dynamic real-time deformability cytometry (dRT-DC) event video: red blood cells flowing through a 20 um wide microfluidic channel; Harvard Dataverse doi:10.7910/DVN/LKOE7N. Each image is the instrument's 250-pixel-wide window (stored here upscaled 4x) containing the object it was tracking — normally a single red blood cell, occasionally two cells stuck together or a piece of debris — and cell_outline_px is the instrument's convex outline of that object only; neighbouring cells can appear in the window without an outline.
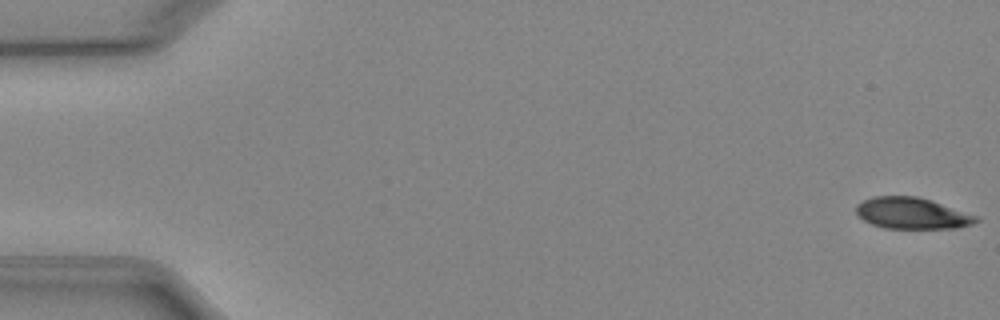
{"species": "Egyptian fruit bat (a non-hibernating species)", "species_latin": "Rousettus aegyptiacus", "temperature_condition": "cold", "stored_images_in_passage": 52, "camera_frame_rate_fps": 3000, "um_per_image_px": 0.085, "animal": {"sex": "female"}, "frame": {"image": 1, "passage_image": 1, "time_ms": 0.0, "image_size_px": [1000, 320], "cell_outline_px": [[968, 220], [964, 224], [924, 228], [904, 228], [880, 224], [864, 216], [860, 212], [860, 208], [864, 204], [872, 200], [892, 196], [904, 196], [924, 200]], "centroid_in_image_um": [77.26, 18.12], "position_along_channel_um": 7.7, "area_um2": 16.88}}
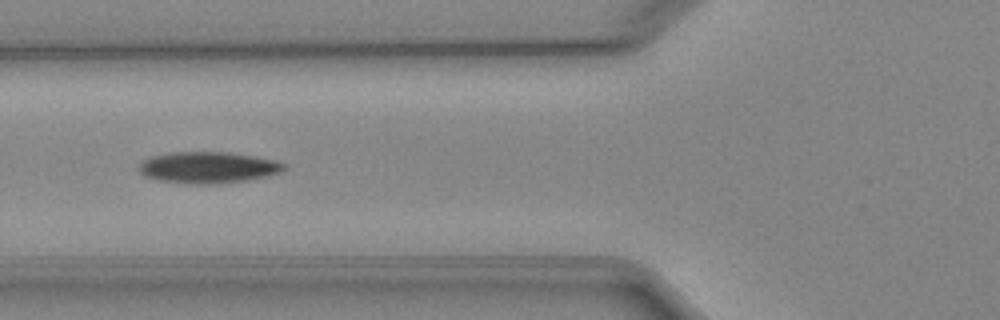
{"frame": {"image": 2, "passage_image": 20, "time_ms": 6.333, "image_size_px": [1000, 320], "cell_outline_px": [[276, 168], [264, 172], [240, 176], [168, 176], [152, 172], [148, 168], [148, 164], [156, 160], [176, 156], [224, 156], [256, 160], [272, 164]], "centroid_in_image_um": [17.7, 14.14], "position_along_channel_um": 108.1, "area_um2": 15.14}}
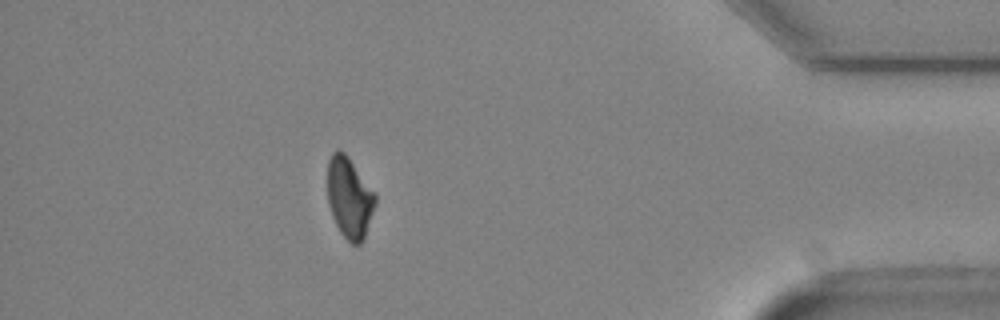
{"frame": {"image": 3, "passage_image": 46, "time_ms": 15.0, "image_size_px": [1000, 320], "cell_outline_px": [[372, 204], [364, 232], [360, 240], [352, 240], [344, 232], [336, 216], [332, 204], [328, 188], [328, 172], [332, 156], [336, 152], [340, 152], [348, 160], [372, 196]], "centroid_in_image_um": [29.64, 16.73], "position_along_channel_um": 405.6, "area_um2": 18.15}}